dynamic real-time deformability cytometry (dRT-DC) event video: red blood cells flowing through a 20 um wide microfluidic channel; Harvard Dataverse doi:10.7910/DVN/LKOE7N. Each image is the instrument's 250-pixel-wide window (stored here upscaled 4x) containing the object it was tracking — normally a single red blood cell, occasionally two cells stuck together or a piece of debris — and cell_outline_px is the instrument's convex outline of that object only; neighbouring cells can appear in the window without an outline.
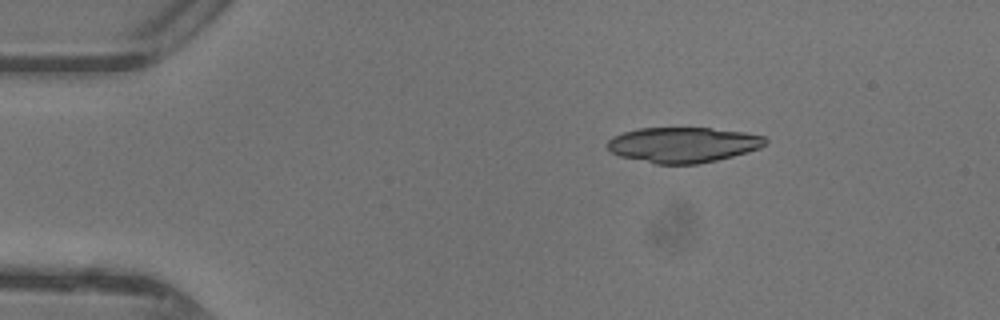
{"species": "common noctule bat (a hibernating species)", "species_latin": "Nyctalus noctula", "temperature_condition": "warm", "stored_images_in_passage": 35, "camera_frame_rate_fps": 3000, "um_per_image_px": 0.085, "animal": {"sex": "female"}, "frame": {"image": 1, "passage_image": 1, "time_ms": 0.0, "image_size_px": [1000, 320], "cell_outline_px": [[768, 144], [760, 148], [748, 152], [716, 160], [696, 164], [656, 164], [620, 156], [612, 152], [608, 148], [608, 140], [612, 136], [624, 132], [640, 128], [712, 128], [744, 132], [764, 136], [768, 140]], "centroid_in_image_um": [58.09, 12.3], "position_along_channel_um": 26.9, "area_um2": 32.54}}